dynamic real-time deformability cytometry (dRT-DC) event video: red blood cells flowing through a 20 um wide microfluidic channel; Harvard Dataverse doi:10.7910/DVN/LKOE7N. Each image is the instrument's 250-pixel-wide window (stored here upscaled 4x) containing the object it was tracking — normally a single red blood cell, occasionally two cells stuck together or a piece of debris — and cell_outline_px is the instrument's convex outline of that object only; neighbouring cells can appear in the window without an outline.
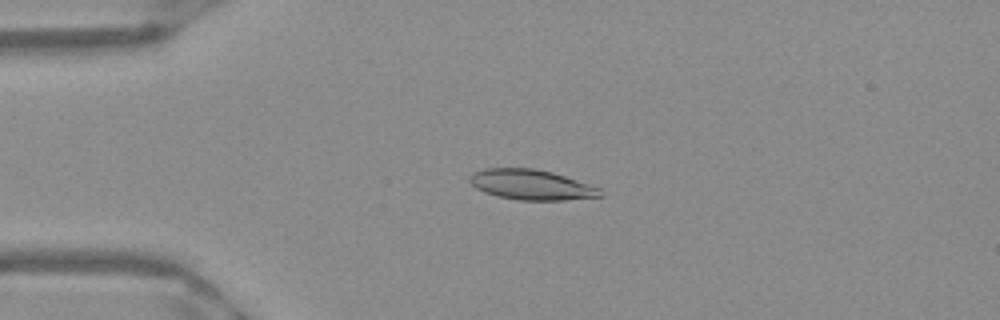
{"species": "Egyptian fruit bat (a non-hibernating species)", "species_latin": "Rousettus aegyptiacus", "temperature_condition": "warm", "stored_images_in_passage": 40, "camera_frame_rate_fps": 3000, "um_per_image_px": 0.085, "frame": {"image": 1, "passage_image": 8, "time_ms": 2.333, "image_size_px": [1000, 320], "cell_outline_px": [[604, 196], [564, 200], [516, 200], [496, 196], [484, 192], [476, 188], [468, 180], [468, 176], [472, 172], [484, 168], [532, 168], [552, 172], [600, 188]], "centroid_in_image_um": [45.11, 15.7], "position_along_channel_um": 39.9, "area_um2": 23.06}}
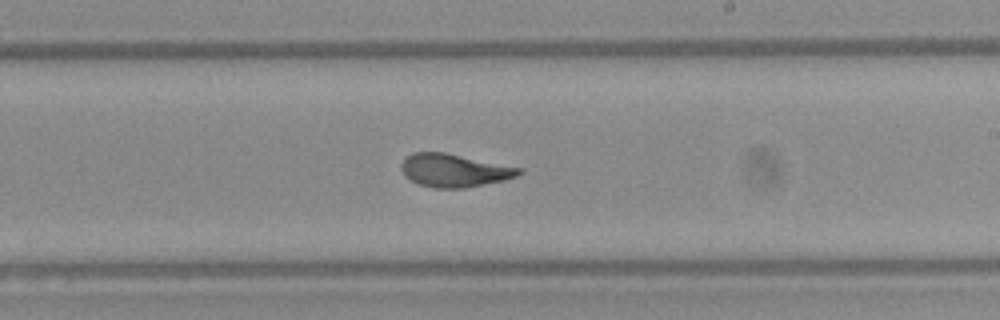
{"frame": {"image": 2, "passage_image": 26, "time_ms": 8.333, "image_size_px": [1000, 320], "cell_outline_px": [[524, 172], [516, 176], [504, 180], [464, 188], [436, 188], [420, 184], [404, 176], [400, 168], [400, 164], [412, 152], [444, 152], [524, 168]], "centroid_in_image_um": [38.63, 14.48], "position_along_channel_um": 250.4, "area_um2": 22.66}}
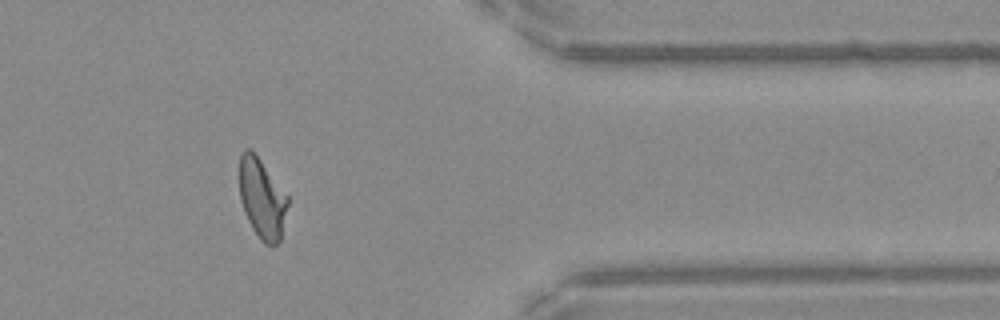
{"frame": {"image": 3, "passage_image": 38, "time_ms": 12.333, "image_size_px": [1000, 320], "cell_outline_px": [[288, 204], [280, 240], [272, 248], [264, 244], [260, 240], [252, 228], [244, 212], [240, 200], [240, 156], [244, 148], [252, 148], [288, 196]], "centroid_in_image_um": [22.27, 16.88], "position_along_channel_um": 389.1, "area_um2": 22.66}, "authors_computed_cell_mechanics": {"area_um2": 22.7154, "velocity_mm_per_s": 3.974, "shape_relaxation_time_tau1_ms": 8.3546, "shape_relaxation_time_tau2_ms": 1.0854, "deformation_change_tau1": 0.2501, "deformation_change_tau2": 0.0684}}